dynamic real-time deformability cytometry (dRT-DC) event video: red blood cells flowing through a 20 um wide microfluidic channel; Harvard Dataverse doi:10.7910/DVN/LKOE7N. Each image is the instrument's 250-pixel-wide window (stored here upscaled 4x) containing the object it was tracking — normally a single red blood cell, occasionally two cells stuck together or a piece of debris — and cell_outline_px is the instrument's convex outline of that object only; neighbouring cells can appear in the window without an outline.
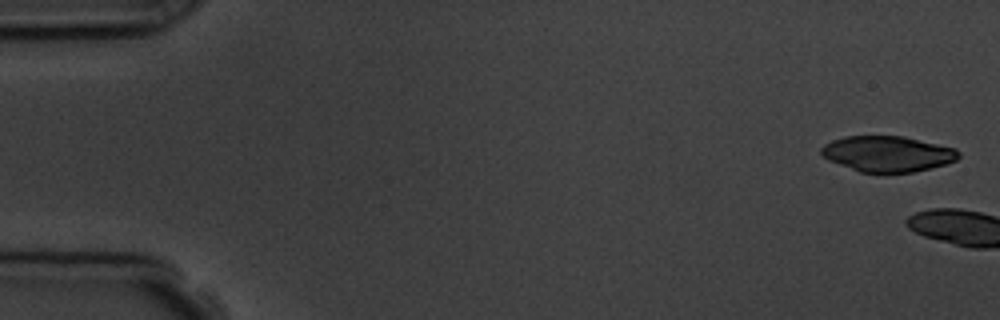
{"species": "common noctule bat (a hibernating species)", "species_latin": "Nyctalus noctula", "temperature_condition": "room temperature", "stored_images_in_passage": 2, "camera_frame_rate_fps": 3000, "um_per_image_px": 0.085, "animal": {"sex": "male", "body_mass_g": 19.5, "forearm_length_mm": 54.6}, "frame": {"image": 1, "passage_image": 1, "time_ms": 0.0, "image_size_px": [1000, 320], "cell_outline_px": [[960, 156], [956, 160], [948, 164], [912, 172], [860, 172], [828, 160], [820, 152], [820, 148], [824, 144], [832, 140], [844, 136], [904, 136], [956, 148], [960, 152]], "centroid_in_image_um": [75.46, 13.06], "position_along_channel_um": 9.5, "area_um2": 28.61}}